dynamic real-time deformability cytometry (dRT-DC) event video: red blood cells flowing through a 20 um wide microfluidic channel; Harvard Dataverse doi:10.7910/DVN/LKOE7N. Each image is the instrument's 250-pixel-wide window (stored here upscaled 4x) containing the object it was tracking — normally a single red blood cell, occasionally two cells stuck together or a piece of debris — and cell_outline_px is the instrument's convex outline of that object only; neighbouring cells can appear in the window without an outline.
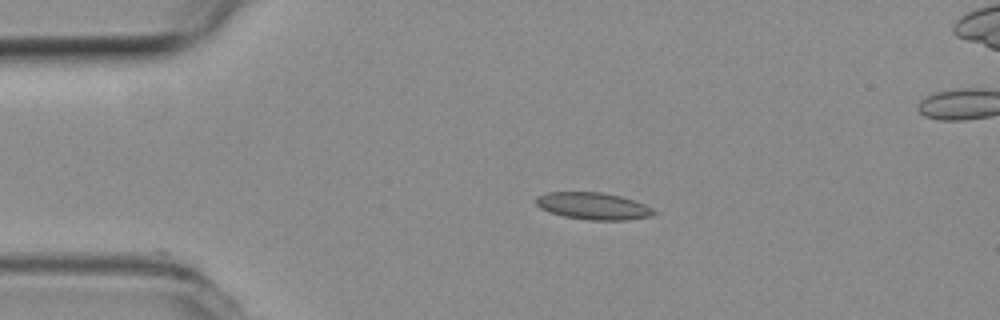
{"species": "common noctule bat (a hibernating species)", "species_latin": "Nyctalus noctula", "temperature_condition": "room temperature", "stored_images_in_passage": 5, "camera_frame_rate_fps": 3000, "um_per_image_px": 0.085, "animal": {"sex": "female", "body_mass_g": 19.3, "forearm_length_mm": 54.1}, "frame": {"image": 1, "passage_image": 1, "time_ms": 0.0, "image_size_px": [1000, 320], "cell_outline_px": [[656, 212], [652, 216], [624, 220], [588, 220], [564, 216], [548, 212], [540, 208], [536, 204], [536, 196], [548, 192], [604, 192], [620, 196], [644, 204], [652, 208]], "centroid_in_image_um": [50.39, 17.51], "position_along_channel_um": 34.6, "area_um2": 18.55}}